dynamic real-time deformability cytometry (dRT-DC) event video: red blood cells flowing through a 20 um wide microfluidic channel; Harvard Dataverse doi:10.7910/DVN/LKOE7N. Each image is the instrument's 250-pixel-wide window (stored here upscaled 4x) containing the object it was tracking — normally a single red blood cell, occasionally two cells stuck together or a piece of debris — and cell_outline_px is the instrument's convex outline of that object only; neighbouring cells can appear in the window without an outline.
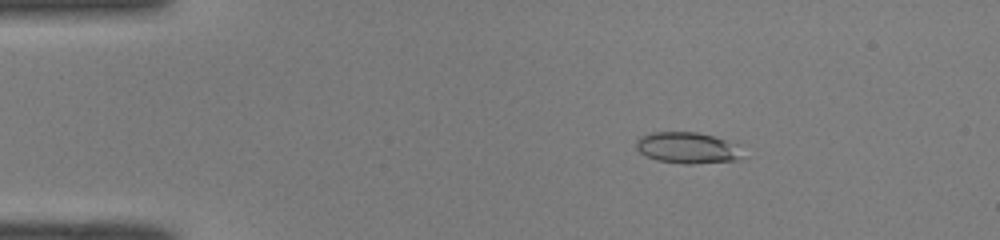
{"species": "common noctule bat (a hibernating species)", "species_latin": "Nyctalus noctula", "temperature_condition": "room temperature", "stored_images_in_passage": 51, "camera_frame_rate_fps": 3000, "um_per_image_px": 0.085, "animal": {"sex": "male", "body_mass_g": 19.0, "forearm_length_mm": 50.8}, "frame": {"image": 1, "passage_image": 9, "time_ms": 2.667, "image_size_px": [1000, 240], "cell_outline_px": [[740, 156], [736, 160], [692, 164], [684, 164], [656, 160], [644, 156], [636, 148], [636, 140], [640, 136], [652, 132], [696, 132], [712, 136], [736, 144]], "centroid_in_image_um": [58.33, 12.57], "position_along_channel_um": 26.7, "area_um2": 19.13}}
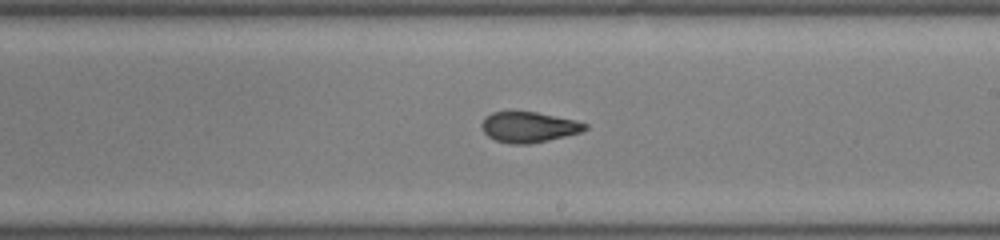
{"frame": {"image": 2, "passage_image": 30, "time_ms": 9.667, "image_size_px": [1000, 240], "cell_outline_px": [[588, 128], [580, 132], [548, 140], [528, 144], [512, 144], [496, 140], [488, 136], [484, 132], [480, 124], [484, 116], [492, 112], [536, 112], [576, 120], [588, 124]], "centroid_in_image_um": [44.92, 10.79], "position_along_channel_um": 244.1, "area_um2": 18.32}}
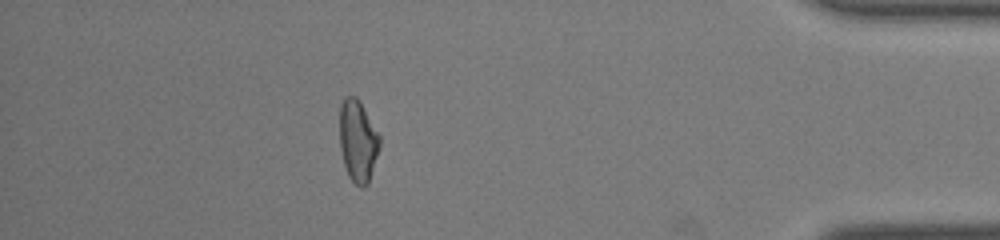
{"frame": {"image": 3, "passage_image": 45, "time_ms": 14.667, "image_size_px": [1000, 240], "cell_outline_px": [[380, 148], [368, 184], [364, 188], [360, 188], [348, 176], [344, 164], [340, 148], [340, 104], [344, 96], [356, 96], [380, 136]], "centroid_in_image_um": [30.42, 12.0], "position_along_channel_um": 404.8, "area_um2": 19.07}, "authors_computed_cell_mechanics": {"area_um2": 19.074, "velocity_mm_per_s": 4.0987, "shape_relaxation_time_tau1_ms": null, "shape_relaxation_time_tau2_ms": 1.54, "deformation_change_tau1": null, "deformation_change_tau2": 0.0696}}